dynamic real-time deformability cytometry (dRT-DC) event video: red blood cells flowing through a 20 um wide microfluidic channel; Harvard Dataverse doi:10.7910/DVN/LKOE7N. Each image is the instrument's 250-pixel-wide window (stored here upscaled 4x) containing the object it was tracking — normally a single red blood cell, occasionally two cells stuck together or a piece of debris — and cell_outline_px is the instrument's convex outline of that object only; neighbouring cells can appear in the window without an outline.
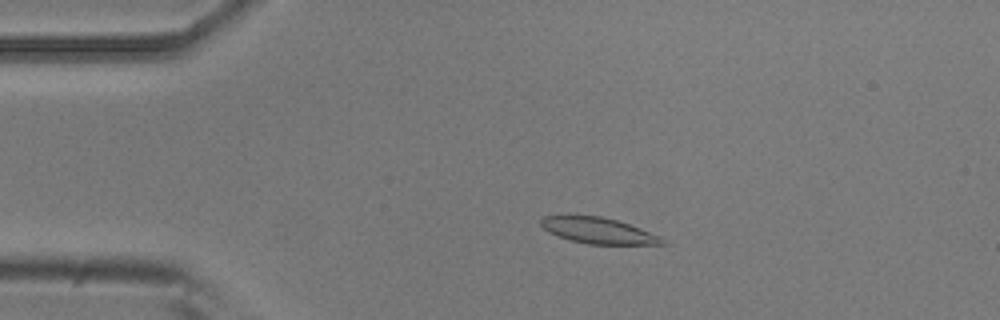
{"species": "common noctule bat (a hibernating species)", "species_latin": "Nyctalus noctula", "temperature_condition": "room temperature", "stored_images_in_passage": 4, "camera_frame_rate_fps": 3000, "um_per_image_px": 0.085, "animal": {"sex": "male", "body_mass_g": 20.5, "forearm_length_mm": 52.5}, "frame": {"image": 1, "passage_image": 3, "time_ms": 0.667, "image_size_px": [1000, 320], "cell_outline_px": [[668, 244], [588, 244], [568, 240], [556, 236], [548, 232], [540, 224], [540, 220], [544, 216], [560, 212], [568, 212], [600, 216], [616, 220], [640, 228], [660, 236]], "centroid_in_image_um": [50.71, 19.55], "position_along_channel_um": 34.3, "area_um2": 19.13}}